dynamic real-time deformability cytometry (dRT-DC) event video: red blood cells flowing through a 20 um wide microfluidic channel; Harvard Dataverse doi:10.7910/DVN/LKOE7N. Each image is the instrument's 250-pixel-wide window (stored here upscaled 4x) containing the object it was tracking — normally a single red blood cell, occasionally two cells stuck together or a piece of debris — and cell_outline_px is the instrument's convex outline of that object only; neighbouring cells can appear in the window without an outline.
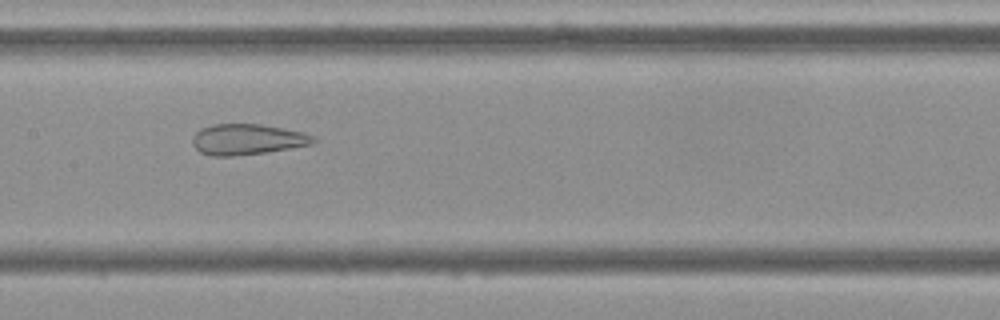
{"species": "Egyptian fruit bat (a non-hibernating species)", "species_latin": "Rousettus aegyptiacus", "temperature_condition": "cold", "stored_images_in_passage": 55, "camera_frame_rate_fps": 3000, "um_per_image_px": 0.085, "frame": {"image": 1, "passage_image": 27, "time_ms": 8.667, "image_size_px": [1000, 320], "cell_outline_px": [[316, 140], [312, 144], [264, 152], [236, 156], [212, 156], [200, 152], [192, 144], [192, 136], [200, 128], [212, 124], [260, 124], [304, 132], [316, 136]], "centroid_in_image_um": [20.99, 11.84], "position_along_channel_um": 186.4, "area_um2": 21.68}}
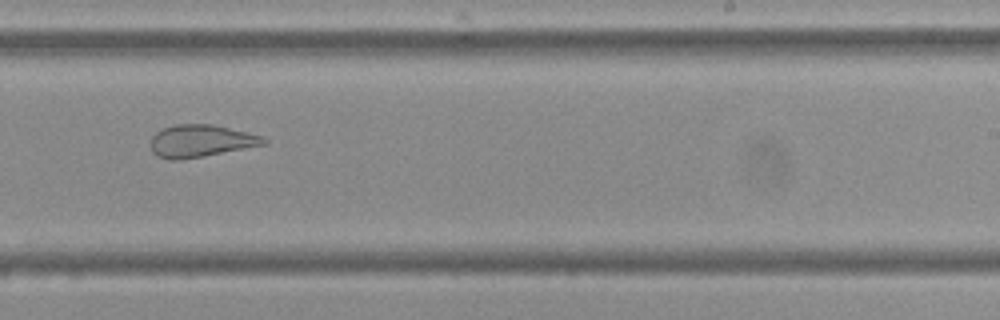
{"frame": {"image": 2, "passage_image": 34, "time_ms": 11.0, "image_size_px": [1000, 320], "cell_outline_px": [[268, 144], [204, 156], [180, 160], [168, 160], [156, 156], [152, 152], [148, 144], [152, 136], [156, 132], [164, 128], [176, 124], [212, 124], [248, 132], [264, 136], [268, 140]], "centroid_in_image_um": [17.05, 11.99], "position_along_channel_um": 271.9, "area_um2": 21.68}}
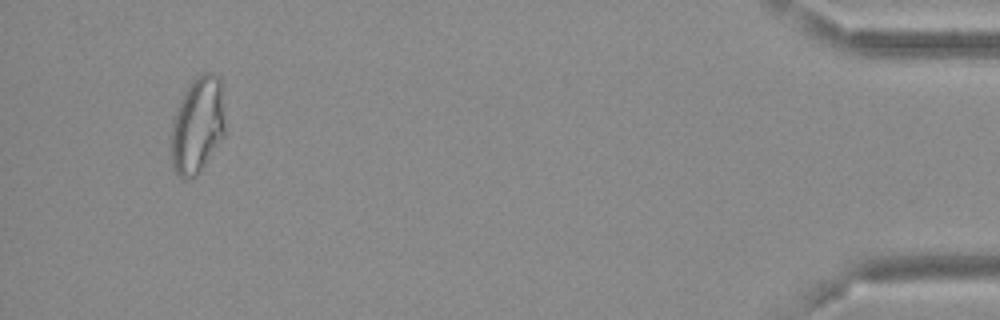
{"frame": {"image": 3, "passage_image": 52, "time_ms": 17.0, "image_size_px": [1000, 320], "cell_outline_px": [[224, 136], [200, 172], [196, 176], [180, 176], [172, 168], [168, 140], [172, 120], [176, 108], [184, 92], [192, 80], [200, 72], [212, 72], [220, 76], [224, 124]], "centroid_in_image_um": [16.74, 10.63], "position_along_channel_um": 418.5, "area_um2": 30.87}, "authors_computed_cell_mechanics": {"area_um2": 28.611, "velocity_mm_per_s": 3.6802, "shape_relaxation_time_tau1_ms": null, "shape_relaxation_time_tau2_ms": 1.5724, "deformation_change_tau1": null, "deformation_change_tau2": 0.1035}}